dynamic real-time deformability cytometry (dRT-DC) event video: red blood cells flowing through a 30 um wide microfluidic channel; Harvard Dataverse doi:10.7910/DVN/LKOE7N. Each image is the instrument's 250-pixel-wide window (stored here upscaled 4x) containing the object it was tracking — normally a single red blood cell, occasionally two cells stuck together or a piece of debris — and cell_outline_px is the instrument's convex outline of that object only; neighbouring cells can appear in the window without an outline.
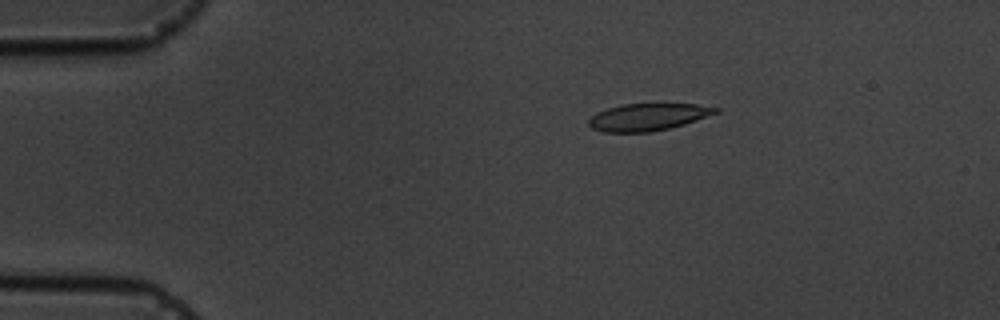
{"species": "common noctule bat (a hibernating species)", "species_latin": "Nyctalus noctula", "temperature_condition": "cold", "stored_images_in_passage": 4, "camera_frame_rate_fps": 3000, "um_per_image_px": 0.085, "animal": {"sex": "male", "body_mass_g": 19.5, "forearm_length_mm": 54.6}, "frame": {"image": 1, "passage_image": 1, "time_ms": 0.0, "image_size_px": [1000, 320], "cell_outline_px": [[720, 112], [684, 124], [652, 132], [600, 132], [592, 128], [588, 124], [588, 120], [596, 112], [620, 104], [696, 104], [720, 108]], "centroid_in_image_um": [55.06, 9.94], "position_along_channel_um": 29.9, "area_um2": 20.11}}
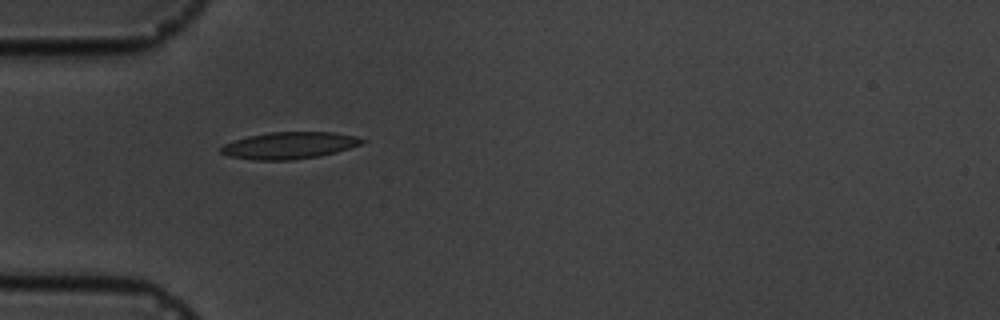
{"frame": {"image": 2, "passage_image": 3, "time_ms": 2.333, "image_size_px": [1000, 320], "cell_outline_px": [[368, 140], [360, 144], [336, 152], [320, 156], [292, 160], [256, 160], [228, 156], [220, 152], [220, 148], [224, 144], [248, 136], [268, 132], [336, 132], [356, 136]], "centroid_in_image_um": [24.61, 12.36], "position_along_channel_um": 60.4, "area_um2": 22.08}}
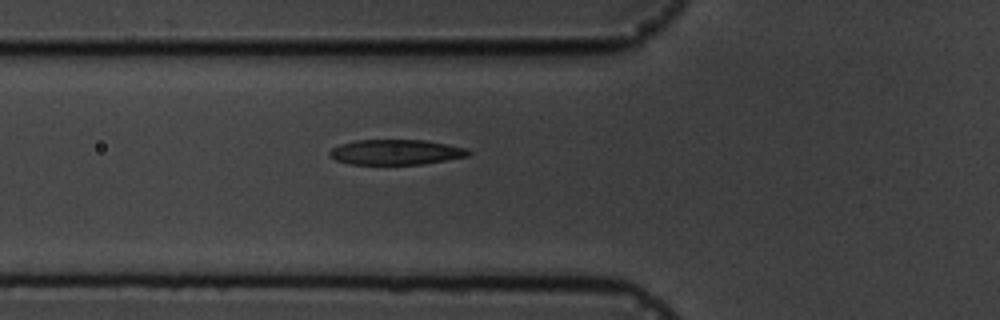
{"frame": {"image": 3, "passage_image": 4, "time_ms": 3.333, "image_size_px": [1000, 320], "cell_outline_px": [[472, 152], [468, 156], [424, 164], [348, 164], [336, 160], [328, 156], [328, 152], [332, 148], [340, 144], [356, 140], [424, 140], [468, 148]], "centroid_in_image_um": [33.64, 12.93], "position_along_channel_um": 92.2, "area_um2": 20.46}}